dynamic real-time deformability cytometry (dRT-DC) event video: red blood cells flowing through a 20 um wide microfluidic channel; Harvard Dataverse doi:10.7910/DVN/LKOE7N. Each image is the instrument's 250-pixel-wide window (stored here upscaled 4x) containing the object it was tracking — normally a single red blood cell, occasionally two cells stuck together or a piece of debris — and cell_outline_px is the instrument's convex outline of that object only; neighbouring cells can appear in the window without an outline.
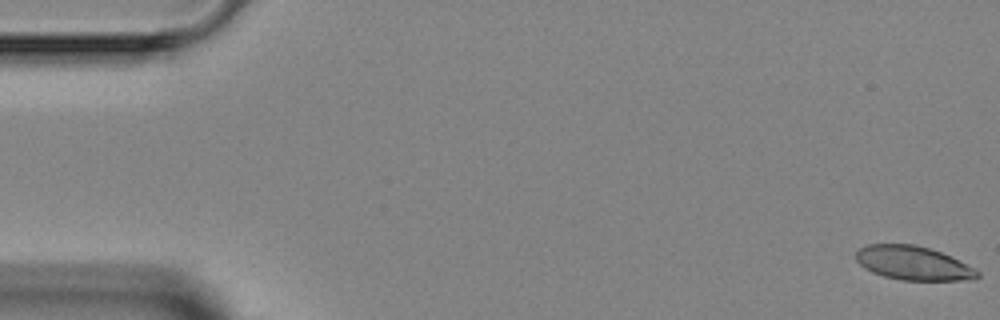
{"species": "Egyptian fruit bat (a non-hibernating species)", "species_latin": "Rousettus aegyptiacus", "temperature_condition": "room temperature", "stored_images_in_passage": 6, "camera_frame_rate_fps": 3000, "um_per_image_px": 0.085, "animal": {"sex": "female"}, "frame": {"image": 1, "passage_image": 1, "time_ms": 0.0, "image_size_px": [1000, 320], "cell_outline_px": [[980, 276], [976, 280], [900, 280], [884, 276], [872, 272], [864, 268], [856, 260], [856, 252], [860, 248], [868, 244], [916, 244], [952, 256], [976, 268], [980, 272]], "centroid_in_image_um": [77.67, 22.37], "position_along_channel_um": 7.3, "area_um2": 24.22}}
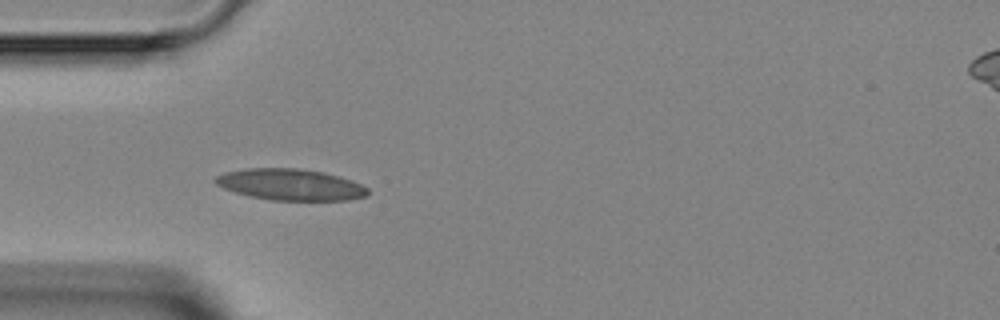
{"frame": {"image": 2, "passage_image": 5, "time_ms": 4.667, "image_size_px": [1000, 320], "cell_outline_px": [[368, 196], [348, 200], [272, 200], [248, 196], [224, 188], [216, 184], [212, 180], [216, 176], [224, 172], [244, 168], [296, 168], [324, 172], [352, 180], [368, 188]], "centroid_in_image_um": [24.67, 15.69], "position_along_channel_um": 60.3, "area_um2": 27.92}}
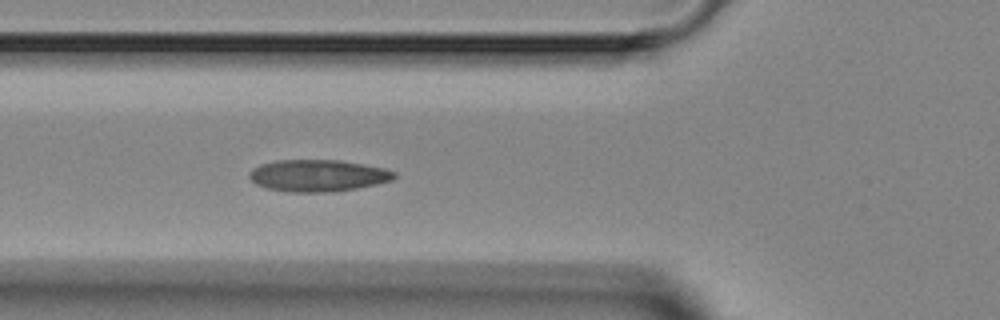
{"frame": {"image": 3, "passage_image": 6, "time_ms": 5.667, "image_size_px": [1000, 320], "cell_outline_px": [[396, 176], [392, 180], [376, 184], [356, 188], [332, 192], [288, 192], [268, 188], [256, 184], [248, 176], [248, 172], [252, 168], [260, 164], [276, 160], [340, 160], [364, 164], [384, 168], [396, 172]], "centroid_in_image_um": [27.01, 14.92], "position_along_channel_um": 98.8, "area_um2": 26.99}}